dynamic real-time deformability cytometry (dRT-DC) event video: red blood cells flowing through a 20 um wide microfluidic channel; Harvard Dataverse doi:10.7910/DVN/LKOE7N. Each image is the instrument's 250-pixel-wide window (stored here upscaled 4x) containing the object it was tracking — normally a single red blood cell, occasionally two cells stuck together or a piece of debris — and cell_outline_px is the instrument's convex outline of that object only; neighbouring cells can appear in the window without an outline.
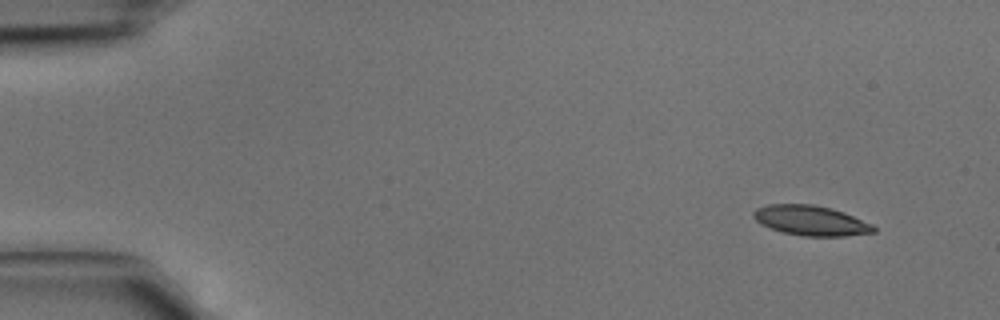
{"species": "common noctule bat (a hibernating species)", "species_latin": "Nyctalus noctula", "temperature_condition": "cold", "stored_images_in_passage": 3, "camera_frame_rate_fps": 3000, "um_per_image_px": 0.085, "animal": {"sex": "male", "body_mass_g": 15.6}, "frame": {"image": 1, "passage_image": 1, "time_ms": 0.0, "image_size_px": [1000, 320], "cell_outline_px": [[876, 232], [844, 236], [804, 236], [784, 232], [772, 228], [756, 220], [752, 216], [752, 212], [756, 208], [768, 204], [812, 204], [832, 208], [844, 212], [872, 224], [876, 228]], "centroid_in_image_um": [68.94, 18.73], "position_along_channel_um": 16.1, "area_um2": 20.87}}
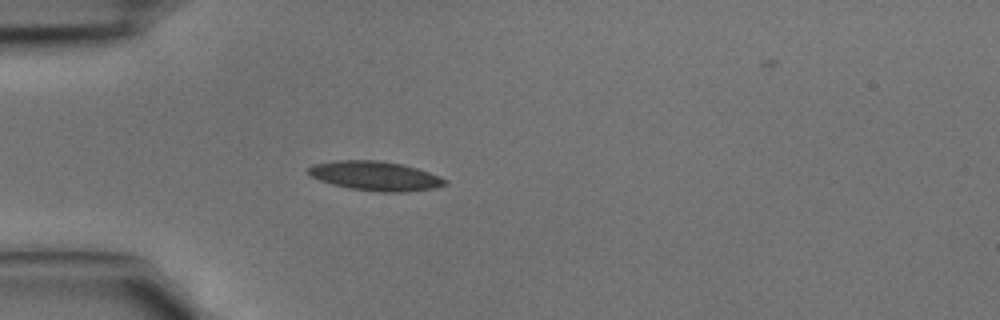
{"frame": {"image": 2, "passage_image": 3, "time_ms": 0.667, "image_size_px": [1000, 320], "cell_outline_px": [[448, 184], [436, 188], [404, 192], [380, 192], [348, 188], [332, 184], [320, 180], [312, 176], [308, 172], [308, 168], [312, 164], [336, 160], [380, 160], [400, 164], [416, 168], [428, 172], [448, 180]], "centroid_in_image_um": [31.91, 14.95], "position_along_channel_um": 53.1, "area_um2": 23.35}}